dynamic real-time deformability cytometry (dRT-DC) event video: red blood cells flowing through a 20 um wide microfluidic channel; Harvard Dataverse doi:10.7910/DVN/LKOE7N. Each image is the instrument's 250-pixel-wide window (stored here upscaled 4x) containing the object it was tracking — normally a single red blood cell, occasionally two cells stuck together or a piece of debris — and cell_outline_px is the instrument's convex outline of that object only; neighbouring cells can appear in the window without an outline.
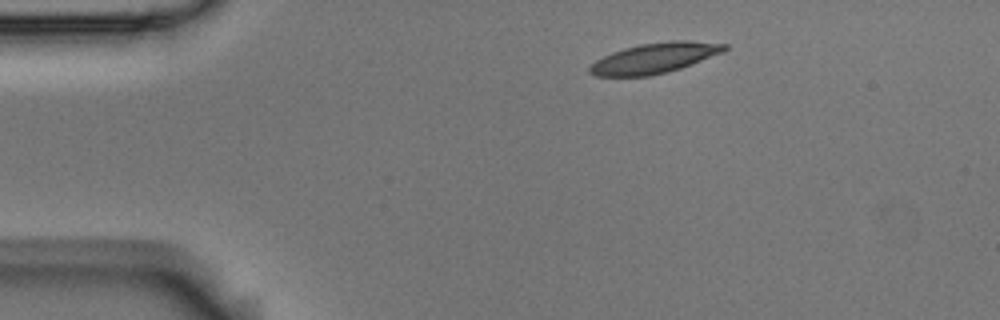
{"species": "Egyptian fruit bat (a non-hibernating species)", "species_latin": "Rousettus aegyptiacus", "temperature_condition": "room temperature", "stored_images_in_passage": 3, "camera_frame_rate_fps": 3000, "um_per_image_px": 0.085, "animal": {"sex": "male"}, "frame": {"image": 1, "passage_image": 1, "time_ms": 0.0, "image_size_px": [1000, 320], "cell_outline_px": [[728, 48], [724, 52], [680, 68], [668, 72], [648, 76], [596, 76], [588, 72], [588, 68], [596, 60], [612, 52], [624, 48], [640, 44], [672, 40], [688, 40], [728, 44]], "centroid_in_image_um": [55.65, 4.93], "position_along_channel_um": 29.3, "area_um2": 23.81}}
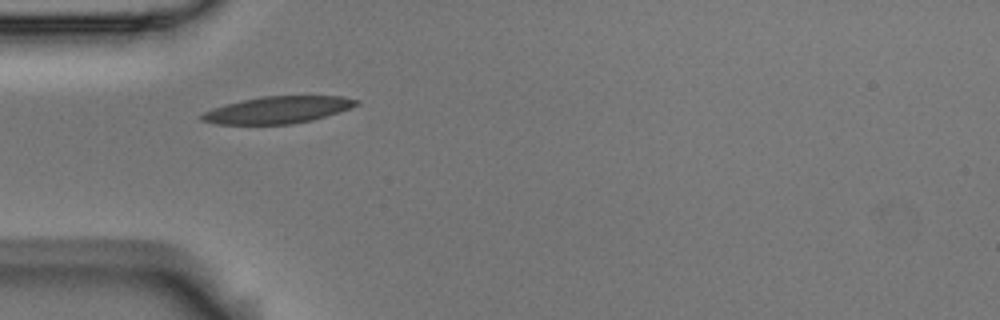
{"frame": {"image": 2, "passage_image": 3, "time_ms": 0.667, "image_size_px": [1000, 320], "cell_outline_px": [[360, 104], [312, 120], [288, 124], [216, 124], [200, 120], [200, 116], [204, 112], [212, 108], [244, 100], [264, 96], [344, 96], [360, 100]], "centroid_in_image_um": [23.6, 9.33], "position_along_channel_um": 61.4, "area_um2": 23.93}}